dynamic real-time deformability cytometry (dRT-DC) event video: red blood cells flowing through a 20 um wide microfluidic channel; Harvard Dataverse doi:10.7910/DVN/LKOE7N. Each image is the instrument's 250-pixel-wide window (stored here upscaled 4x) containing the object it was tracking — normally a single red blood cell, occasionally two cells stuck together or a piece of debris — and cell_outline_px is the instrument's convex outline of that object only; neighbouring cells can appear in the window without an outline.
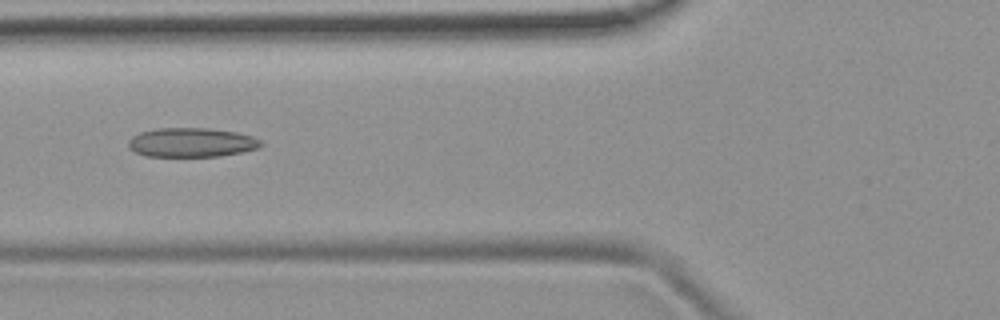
{"species": "common noctule bat (a hibernating species)", "species_latin": "Nyctalus noctula", "temperature_condition": "room temperature", "stored_images_in_passage": 8, "camera_frame_rate_fps": 3000, "um_per_image_px": 0.085, "animal": {"sex": "female", "body_mass_g": 19.9}, "frame": {"image": 1, "passage_image": 5, "time_ms": 1.333, "image_size_px": [1000, 320], "cell_outline_px": [[264, 144], [256, 148], [240, 152], [220, 156], [144, 156], [128, 148], [128, 140], [132, 136], [140, 132], [156, 128], [208, 128], [236, 132], [252, 136], [260, 140]], "centroid_in_image_um": [16.24, 12.1], "position_along_channel_um": 109.6, "area_um2": 22.54}}
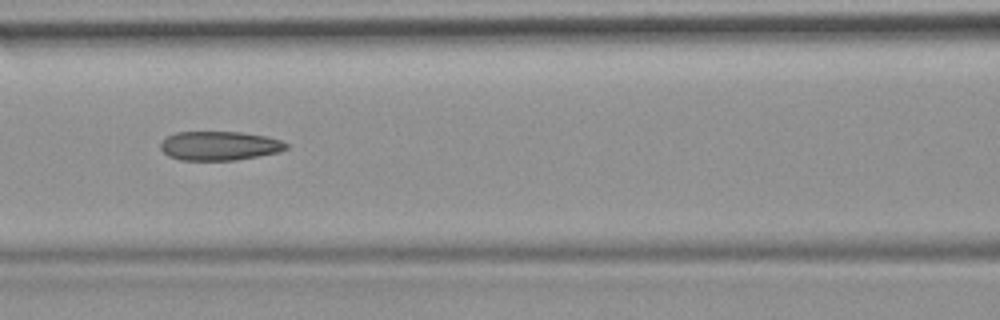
{"frame": {"image": 2, "passage_image": 6, "time_ms": 1.667, "image_size_px": [1000, 320], "cell_outline_px": [[288, 148], [280, 152], [236, 160], [180, 160], [168, 156], [160, 148], [160, 144], [168, 136], [176, 132], [240, 132], [268, 136], [280, 140], [288, 144]], "centroid_in_image_um": [18.68, 12.39], "position_along_channel_um": 147.9, "area_um2": 21.33}}
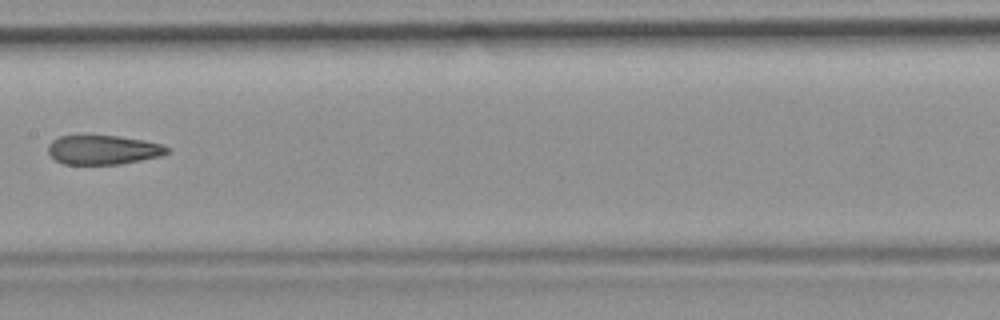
{"frame": {"image": 3, "passage_image": 7, "time_ms": 2.0, "image_size_px": [1000, 320], "cell_outline_px": [[172, 148], [168, 152], [160, 156], [120, 164], [64, 164], [56, 160], [48, 152], [48, 144], [52, 140], [60, 136], [116, 136], [144, 140], [164, 144]], "centroid_in_image_um": [8.8, 12.73], "position_along_channel_um": 198.6, "area_um2": 20.23}}